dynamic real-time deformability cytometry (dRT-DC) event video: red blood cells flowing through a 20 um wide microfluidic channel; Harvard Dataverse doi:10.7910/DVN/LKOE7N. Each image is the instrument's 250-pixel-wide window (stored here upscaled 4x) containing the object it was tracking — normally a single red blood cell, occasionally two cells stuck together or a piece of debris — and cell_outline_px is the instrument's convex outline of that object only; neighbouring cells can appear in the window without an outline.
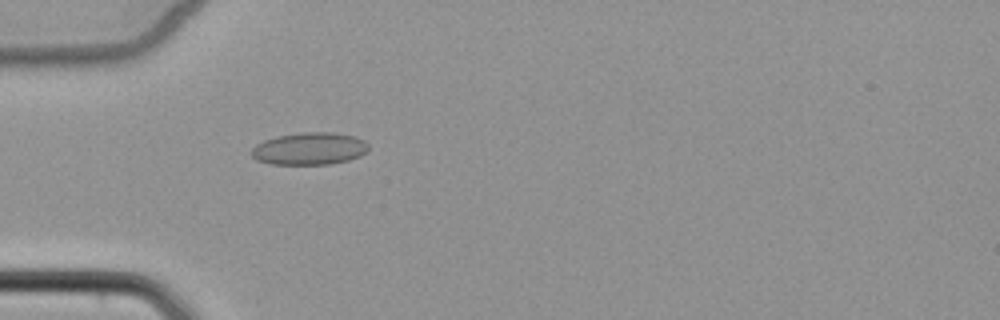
{"species": "common noctule bat (a hibernating species)", "species_latin": "Nyctalus noctula", "temperature_condition": "cold", "stored_images_in_passage": 5, "camera_frame_rate_fps": 3000, "um_per_image_px": 0.085, "animal": {"sex": "female", "body_mass_g": 22.7, "forearm_length_mm": 54.2}, "frame": {"image": 1, "passage_image": 5, "time_ms": 4.667, "image_size_px": [1000, 320], "cell_outline_px": [[368, 152], [360, 156], [348, 160], [328, 164], [272, 164], [256, 160], [252, 156], [252, 148], [256, 144], [264, 140], [276, 136], [300, 132], [332, 132], [356, 136], [364, 140], [368, 144]], "centroid_in_image_um": [26.32, 12.62], "position_along_channel_um": 58.7, "area_um2": 22.2}}